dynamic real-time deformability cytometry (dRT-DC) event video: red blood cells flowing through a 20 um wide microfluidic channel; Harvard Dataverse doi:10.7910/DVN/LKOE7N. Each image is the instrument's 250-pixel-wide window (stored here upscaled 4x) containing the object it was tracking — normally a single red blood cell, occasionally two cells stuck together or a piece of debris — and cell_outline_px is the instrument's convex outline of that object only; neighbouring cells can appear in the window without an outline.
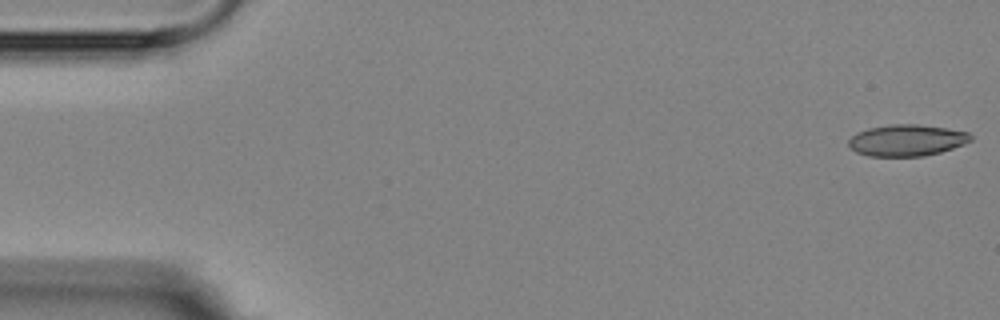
{"species": "Egyptian fruit bat (a non-hibernating species)", "species_latin": "Rousettus aegyptiacus", "temperature_condition": "room temperature", "stored_images_in_passage": 4, "camera_frame_rate_fps": 3000, "um_per_image_px": 0.085, "animal": {"sex": "female"}, "frame": {"image": 1, "passage_image": 1, "time_ms": 0.0, "image_size_px": [1000, 320], "cell_outline_px": [[972, 140], [964, 144], [940, 152], [924, 156], [868, 156], [856, 152], [848, 144], [848, 140], [856, 132], [868, 128], [892, 124], [916, 124], [948, 128], [968, 132], [972, 136]], "centroid_in_image_um": [77.07, 11.92], "position_along_channel_um": 7.9, "area_um2": 22.43}}
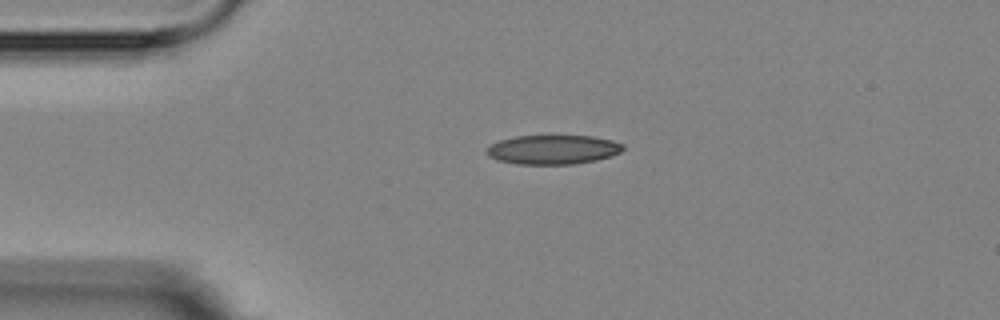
{"frame": {"image": 2, "passage_image": 4, "time_ms": 3.667, "image_size_px": [1000, 320], "cell_outline_px": [[624, 148], [620, 152], [596, 160], [572, 164], [516, 164], [500, 160], [488, 156], [488, 148], [492, 144], [500, 140], [516, 136], [592, 136], [612, 140], [624, 144]], "centroid_in_image_um": [47.02, 12.71], "position_along_channel_um": 38.0, "area_um2": 22.95}}